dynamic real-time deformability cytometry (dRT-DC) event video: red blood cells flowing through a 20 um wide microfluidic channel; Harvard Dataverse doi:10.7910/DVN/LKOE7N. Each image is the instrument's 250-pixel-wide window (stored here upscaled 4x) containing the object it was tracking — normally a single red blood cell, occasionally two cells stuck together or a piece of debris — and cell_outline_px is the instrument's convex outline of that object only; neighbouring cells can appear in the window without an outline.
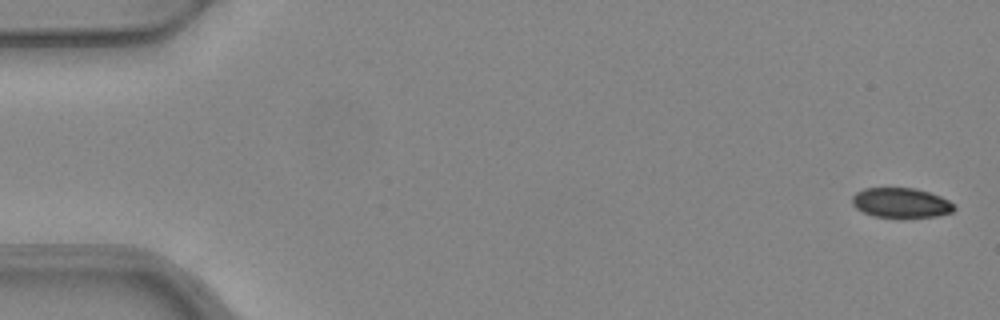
{"species": "common noctule bat (a hibernating species)", "species_latin": "Nyctalus noctula", "temperature_condition": "warm", "stored_images_in_passage": 5, "camera_frame_rate_fps": 3000, "um_per_image_px": 0.085, "animal": {"sex": "female", "body_mass_g": 24.6, "forearm_length_mm": 56.2}, "frame": {"image": 1, "passage_image": 1, "time_ms": 0.0, "image_size_px": [1000, 320], "cell_outline_px": [[956, 208], [952, 212], [936, 216], [872, 216], [856, 208], [852, 204], [852, 196], [856, 192], [864, 188], [916, 188], [940, 196], [948, 200]], "centroid_in_image_um": [76.56, 17.21], "position_along_channel_um": 8.4, "area_um2": 17.4}}
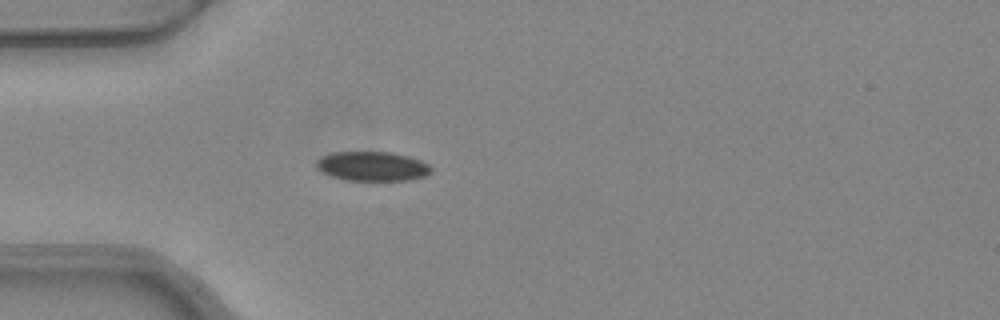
{"frame": {"image": 2, "passage_image": 5, "time_ms": 1.333, "image_size_px": [1000, 320], "cell_outline_px": [[432, 172], [424, 176], [412, 180], [348, 180], [332, 176], [316, 168], [316, 160], [332, 152], [392, 152], [408, 156], [420, 160], [428, 164], [432, 168]], "centroid_in_image_um": [31.68, 14.13], "position_along_channel_um": 53.3, "area_um2": 19.59}}